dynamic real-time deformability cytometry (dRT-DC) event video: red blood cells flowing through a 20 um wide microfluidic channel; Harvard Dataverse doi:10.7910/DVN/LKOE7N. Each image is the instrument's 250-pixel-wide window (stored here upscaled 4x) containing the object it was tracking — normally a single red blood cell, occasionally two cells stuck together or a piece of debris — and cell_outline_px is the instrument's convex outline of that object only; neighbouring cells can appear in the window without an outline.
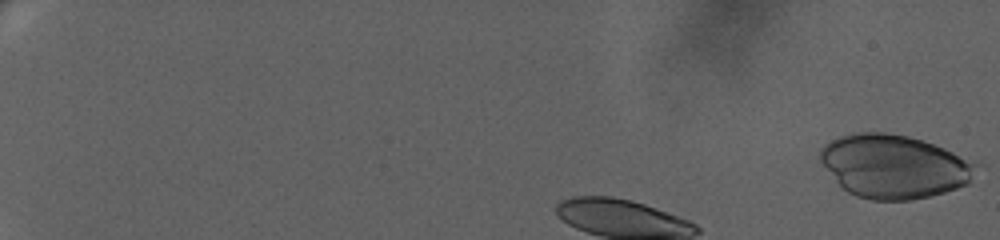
{"species": "human", "species_latin": "Homo sapiens", "temperature_condition": "warm", "stored_images_in_passage": 49, "camera_frame_rate_fps": 3000, "um_per_image_px": 0.085, "donor": {"sex": "female"}, "frame": {"image": 1, "passage_image": 1, "time_ms": 0.0, "image_size_px": [1000, 240], "cell_outline_px": [[984, 164], [968, 184], [944, 192], [912, 200], [872, 200], [856, 196], [848, 192], [836, 180], [820, 160], [820, 148], [824, 144], [840, 136], [852, 132], [884, 132], [908, 136], [944, 148], [976, 160]], "centroid_in_image_um": [76.07, 14.13], "position_along_channel_um": 8.9, "area_um2": 58.03}}
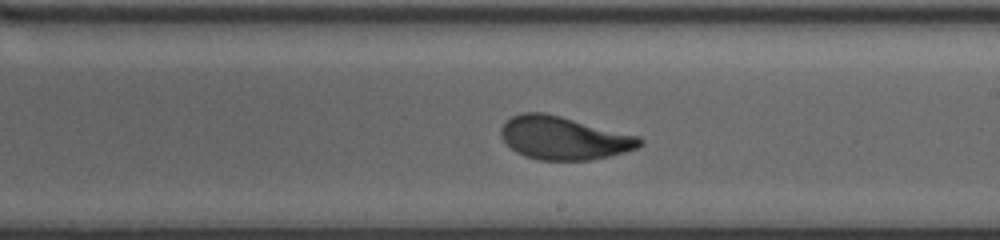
{"frame": {"image": 2, "passage_image": 31, "time_ms": 10.0, "image_size_px": [1000, 240], "cell_outline_px": [[644, 144], [636, 148], [624, 152], [608, 156], [588, 160], [536, 160], [524, 156], [516, 152], [500, 136], [500, 128], [512, 116], [524, 112], [544, 112], [640, 136], [644, 140]], "centroid_in_image_um": [47.93, 11.73], "position_along_channel_um": 241.1, "area_um2": 34.8}}
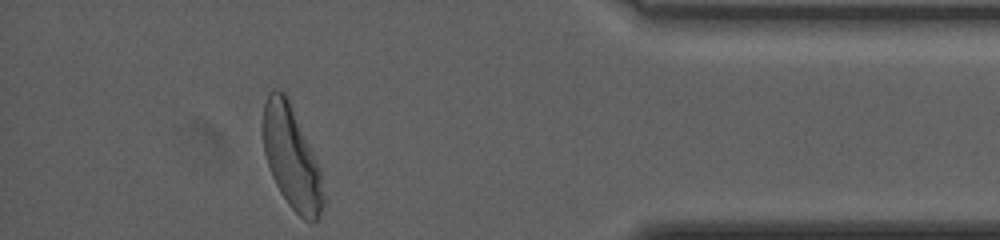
{"frame": {"image": 3, "passage_image": 49, "time_ms": 16.0, "image_size_px": [1000, 240], "cell_outline_px": [[328, 200], [320, 216], [312, 224], [304, 220], [288, 204], [280, 192], [272, 176], [264, 152], [264, 104], [268, 92], [272, 88], [276, 88], [284, 92], [288, 96], [320, 168]], "centroid_in_image_um": [24.85, 13.45], "position_along_channel_um": 410.4, "area_um2": 36.59}, "authors_computed_cell_mechanics": {"area_um2": 34.7956, "velocity_mm_per_s": 3.2782, "shape_relaxation_time_tau1_ms": 4.0793, "shape_relaxation_time_tau2_ms": 1.0594, "deformation_change_tau1": 0.184, "deformation_change_tau2": 0.073}}